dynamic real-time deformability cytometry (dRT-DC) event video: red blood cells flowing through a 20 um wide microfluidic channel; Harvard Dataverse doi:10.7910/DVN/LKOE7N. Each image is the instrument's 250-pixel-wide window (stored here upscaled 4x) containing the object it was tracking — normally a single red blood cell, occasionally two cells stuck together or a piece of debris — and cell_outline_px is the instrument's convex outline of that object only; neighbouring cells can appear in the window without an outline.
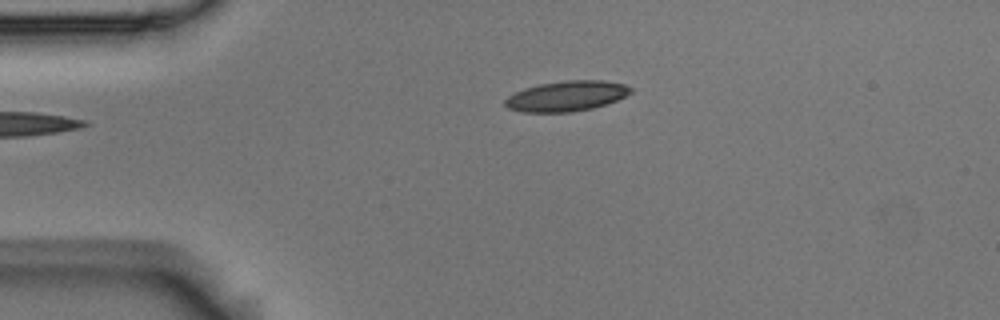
{"species": "Egyptian fruit bat (a non-hibernating species)", "species_latin": "Rousettus aegyptiacus", "temperature_condition": "room temperature", "stored_images_in_passage": 2, "camera_frame_rate_fps": 3000, "um_per_image_px": 0.085, "animal": {"sex": "male"}, "frame": {"image": 1, "passage_image": 2, "time_ms": 0.333, "image_size_px": [1000, 320], "cell_outline_px": [[632, 92], [616, 100], [592, 108], [572, 112], [520, 112], [508, 108], [504, 104], [504, 100], [508, 96], [524, 88], [540, 84], [568, 80], [600, 80], [624, 84], [632, 88]], "centroid_in_image_um": [48.12, 8.17], "position_along_channel_um": 36.9, "area_um2": 22.02}}